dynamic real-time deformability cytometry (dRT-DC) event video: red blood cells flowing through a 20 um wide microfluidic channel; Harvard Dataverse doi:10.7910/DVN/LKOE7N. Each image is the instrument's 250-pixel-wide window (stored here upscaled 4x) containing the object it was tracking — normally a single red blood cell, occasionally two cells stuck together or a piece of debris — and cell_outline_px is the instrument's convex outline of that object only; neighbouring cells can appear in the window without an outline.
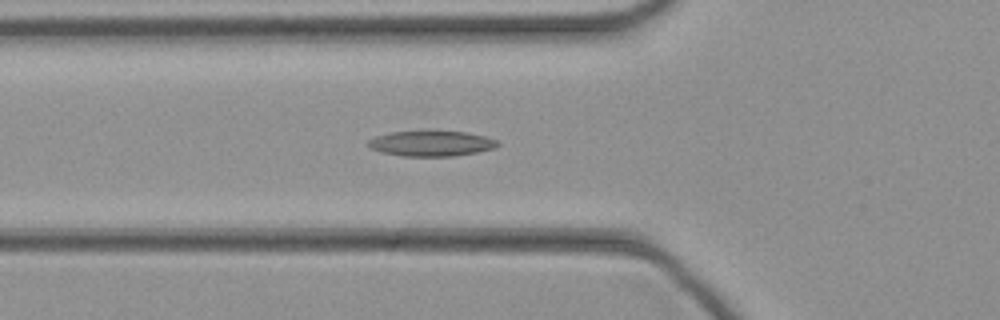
{"species": "common noctule bat (a hibernating species)", "species_latin": "Nyctalus noctula", "temperature_condition": "cold", "stored_images_in_passage": 26, "camera_frame_rate_fps": 3000, "um_per_image_px": 0.085, "animal": {"sex": "female", "body_mass_g": 21.9}, "frame": {"image": 1, "passage_image": 2, "time_ms": 0.333, "image_size_px": [1000, 320], "cell_outline_px": [[500, 144], [496, 148], [456, 156], [400, 156], [380, 152], [372, 148], [368, 144], [368, 140], [376, 136], [392, 132], [468, 132], [484, 136], [496, 140]], "centroid_in_image_um": [36.68, 12.21], "position_along_channel_um": 89.1, "area_um2": 18.9}}
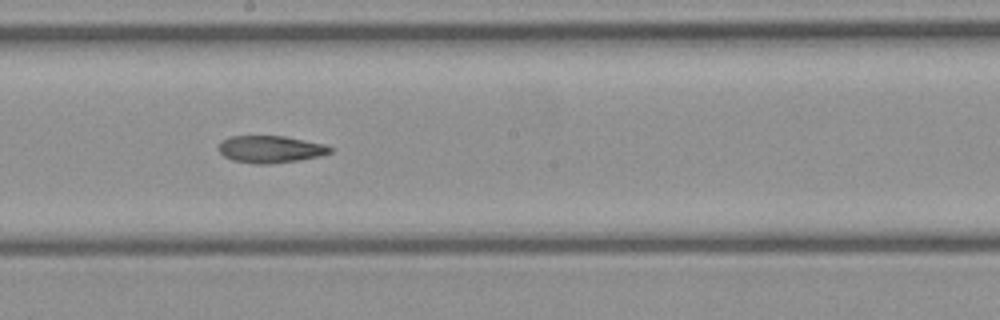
{"frame": {"image": 2, "passage_image": 11, "time_ms": 3.333, "image_size_px": [1000, 320], "cell_outline_px": [[332, 152], [320, 156], [300, 160], [268, 164], [256, 164], [232, 160], [224, 156], [216, 148], [228, 136], [284, 136], [324, 144], [332, 148]], "centroid_in_image_um": [22.98, 12.69], "position_along_channel_um": 225.2, "area_um2": 17.63}}
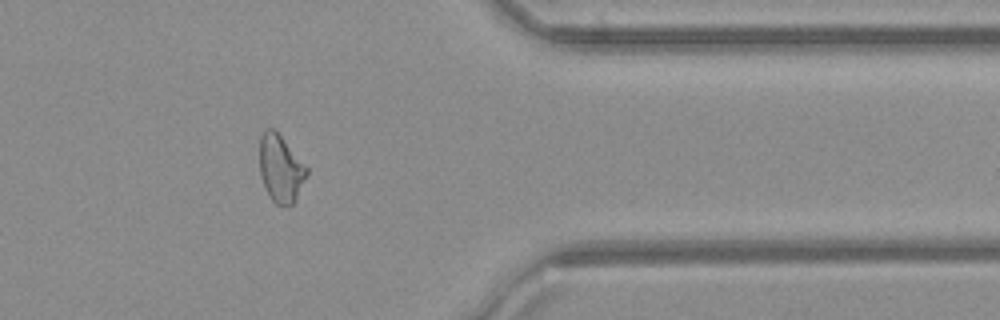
{"frame": {"image": 3, "passage_image": 23, "time_ms": 7.333, "image_size_px": [1000, 320], "cell_outline_px": [[308, 176], [296, 200], [292, 204], [276, 204], [272, 200], [260, 176], [260, 136], [268, 128], [272, 128], [280, 136], [308, 168]], "centroid_in_image_um": [23.87, 14.35], "position_along_channel_um": 387.5, "area_um2": 18.15}}